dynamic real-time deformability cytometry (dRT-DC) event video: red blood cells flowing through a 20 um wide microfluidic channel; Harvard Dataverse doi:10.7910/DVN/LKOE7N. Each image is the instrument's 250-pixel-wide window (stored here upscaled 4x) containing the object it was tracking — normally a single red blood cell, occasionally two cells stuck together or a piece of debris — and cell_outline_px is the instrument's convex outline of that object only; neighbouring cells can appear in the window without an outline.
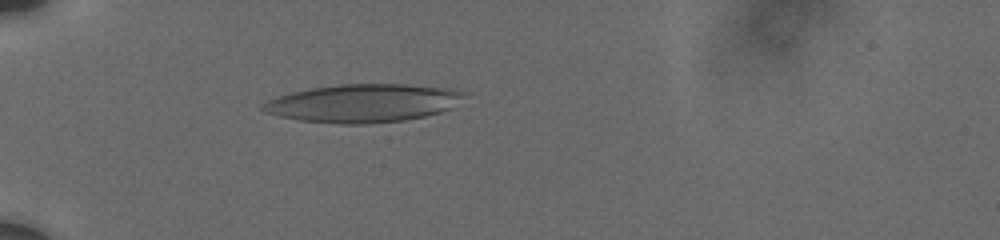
{"species": "human", "species_latin": "Homo sapiens", "temperature_condition": "cold", "stored_images_in_passage": 13, "camera_frame_rate_fps": 3000, "um_per_image_px": 0.085, "donor": {"sex": "male"}, "frame": {"image": 1, "passage_image": 6, "time_ms": 4.333, "image_size_px": [1000, 240], "cell_outline_px": [[464, 92], [448, 108], [440, 112], [424, 116], [404, 120], [368, 124], [340, 124], [300, 120], [280, 116], [264, 112], [260, 108], [260, 104], [268, 100], [292, 92], [312, 88], [340, 84], [408, 84], [440, 88]], "centroid_in_image_um": [30.74, 8.78], "position_along_channel_um": 54.3, "area_um2": 43.93}}
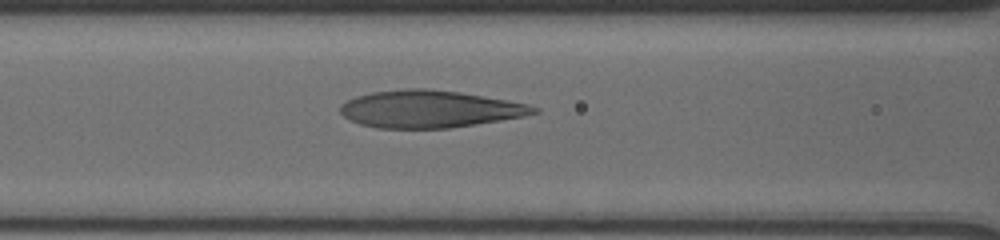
{"frame": {"image": 2, "passage_image": 10, "time_ms": 7.0, "image_size_px": [1000, 240], "cell_outline_px": [[540, 112], [524, 116], [448, 128], [376, 128], [360, 124], [344, 116], [340, 112], [340, 104], [356, 96], [372, 92], [404, 88], [428, 88], [460, 92], [508, 100], [528, 104], [540, 108]], "centroid_in_image_um": [36.51, 9.26], "position_along_channel_um": 130.1, "area_um2": 41.96}}
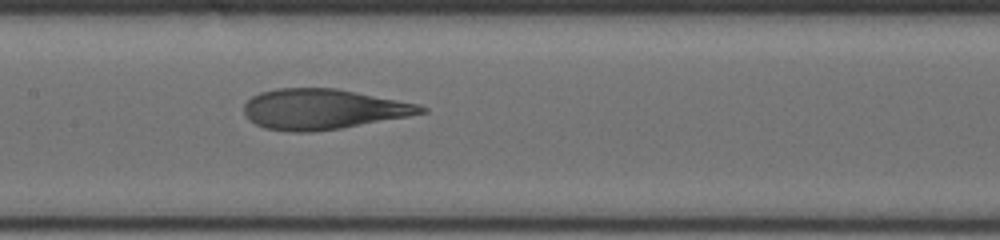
{"frame": {"image": 3, "passage_image": 13, "time_ms": 8.333, "image_size_px": [1000, 240], "cell_outline_px": [[428, 112], [408, 116], [340, 128], [308, 132], [288, 132], [264, 128], [248, 120], [244, 116], [244, 104], [252, 96], [260, 92], [276, 88], [336, 88], [420, 104], [428, 108]], "centroid_in_image_um": [27.43, 9.28], "position_along_channel_um": 180.0, "area_um2": 41.67}}